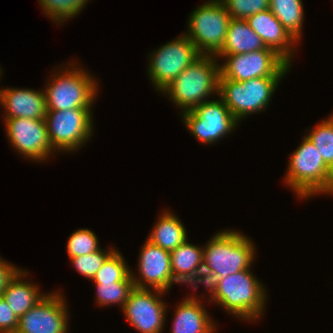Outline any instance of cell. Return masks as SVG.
Masks as SVG:
<instances>
[{
  "instance_id": "4",
  "label": "cell",
  "mask_w": 333,
  "mask_h": 333,
  "mask_svg": "<svg viewBox=\"0 0 333 333\" xmlns=\"http://www.w3.org/2000/svg\"><path fill=\"white\" fill-rule=\"evenodd\" d=\"M290 156L286 177L288 187L301 199L316 194H333V171L324 163L314 144L305 136Z\"/></svg>"
},
{
  "instance_id": "6",
  "label": "cell",
  "mask_w": 333,
  "mask_h": 333,
  "mask_svg": "<svg viewBox=\"0 0 333 333\" xmlns=\"http://www.w3.org/2000/svg\"><path fill=\"white\" fill-rule=\"evenodd\" d=\"M283 77H258L237 82L218 79V98H221L232 115L240 121L252 113L268 107L271 97Z\"/></svg>"
},
{
  "instance_id": "8",
  "label": "cell",
  "mask_w": 333,
  "mask_h": 333,
  "mask_svg": "<svg viewBox=\"0 0 333 333\" xmlns=\"http://www.w3.org/2000/svg\"><path fill=\"white\" fill-rule=\"evenodd\" d=\"M91 108L46 111L45 122L55 152L76 151L93 133Z\"/></svg>"
},
{
  "instance_id": "21",
  "label": "cell",
  "mask_w": 333,
  "mask_h": 333,
  "mask_svg": "<svg viewBox=\"0 0 333 333\" xmlns=\"http://www.w3.org/2000/svg\"><path fill=\"white\" fill-rule=\"evenodd\" d=\"M150 233L147 240L169 252L188 241L183 223L168 210L163 211Z\"/></svg>"
},
{
  "instance_id": "16",
  "label": "cell",
  "mask_w": 333,
  "mask_h": 333,
  "mask_svg": "<svg viewBox=\"0 0 333 333\" xmlns=\"http://www.w3.org/2000/svg\"><path fill=\"white\" fill-rule=\"evenodd\" d=\"M250 28L262 39L267 48L273 49L288 64L294 57L293 48L298 43L274 16L270 9L253 14L246 19ZM292 46V47H291Z\"/></svg>"
},
{
  "instance_id": "15",
  "label": "cell",
  "mask_w": 333,
  "mask_h": 333,
  "mask_svg": "<svg viewBox=\"0 0 333 333\" xmlns=\"http://www.w3.org/2000/svg\"><path fill=\"white\" fill-rule=\"evenodd\" d=\"M140 278L131 277L135 288L162 290L171 270L170 252L146 240L139 255ZM150 286V287H149Z\"/></svg>"
},
{
  "instance_id": "5",
  "label": "cell",
  "mask_w": 333,
  "mask_h": 333,
  "mask_svg": "<svg viewBox=\"0 0 333 333\" xmlns=\"http://www.w3.org/2000/svg\"><path fill=\"white\" fill-rule=\"evenodd\" d=\"M70 68L60 69L63 71H56L50 78L45 88L47 111L91 108L94 105L97 81L80 67L72 65Z\"/></svg>"
},
{
  "instance_id": "27",
  "label": "cell",
  "mask_w": 333,
  "mask_h": 333,
  "mask_svg": "<svg viewBox=\"0 0 333 333\" xmlns=\"http://www.w3.org/2000/svg\"><path fill=\"white\" fill-rule=\"evenodd\" d=\"M88 0H39V4L45 15L56 22L62 24L66 19L75 17L87 4ZM86 3V4H85Z\"/></svg>"
},
{
  "instance_id": "23",
  "label": "cell",
  "mask_w": 333,
  "mask_h": 333,
  "mask_svg": "<svg viewBox=\"0 0 333 333\" xmlns=\"http://www.w3.org/2000/svg\"><path fill=\"white\" fill-rule=\"evenodd\" d=\"M170 258L173 272L192 274L203 271V247L186 241L170 252Z\"/></svg>"
},
{
  "instance_id": "3",
  "label": "cell",
  "mask_w": 333,
  "mask_h": 333,
  "mask_svg": "<svg viewBox=\"0 0 333 333\" xmlns=\"http://www.w3.org/2000/svg\"><path fill=\"white\" fill-rule=\"evenodd\" d=\"M215 58L213 55H201L163 89L162 94L168 95L182 112L208 101L210 94H218L220 64Z\"/></svg>"
},
{
  "instance_id": "24",
  "label": "cell",
  "mask_w": 333,
  "mask_h": 333,
  "mask_svg": "<svg viewBox=\"0 0 333 333\" xmlns=\"http://www.w3.org/2000/svg\"><path fill=\"white\" fill-rule=\"evenodd\" d=\"M96 301L102 307L104 305L120 304L124 307L130 292L135 288L131 274L120 282L95 283Z\"/></svg>"
},
{
  "instance_id": "19",
  "label": "cell",
  "mask_w": 333,
  "mask_h": 333,
  "mask_svg": "<svg viewBox=\"0 0 333 333\" xmlns=\"http://www.w3.org/2000/svg\"><path fill=\"white\" fill-rule=\"evenodd\" d=\"M26 274V271L18 270L1 294L18 319L45 296L35 284L25 282Z\"/></svg>"
},
{
  "instance_id": "13",
  "label": "cell",
  "mask_w": 333,
  "mask_h": 333,
  "mask_svg": "<svg viewBox=\"0 0 333 333\" xmlns=\"http://www.w3.org/2000/svg\"><path fill=\"white\" fill-rule=\"evenodd\" d=\"M63 293L46 294L18 319L15 333H67L68 309Z\"/></svg>"
},
{
  "instance_id": "29",
  "label": "cell",
  "mask_w": 333,
  "mask_h": 333,
  "mask_svg": "<svg viewBox=\"0 0 333 333\" xmlns=\"http://www.w3.org/2000/svg\"><path fill=\"white\" fill-rule=\"evenodd\" d=\"M115 250L116 249L110 248V250L106 251L101 248L96 252L73 257L70 258V260L78 273L92 280L98 269Z\"/></svg>"
},
{
  "instance_id": "31",
  "label": "cell",
  "mask_w": 333,
  "mask_h": 333,
  "mask_svg": "<svg viewBox=\"0 0 333 333\" xmlns=\"http://www.w3.org/2000/svg\"><path fill=\"white\" fill-rule=\"evenodd\" d=\"M173 283H188V285H191L193 289L198 288V284L196 283H202L205 285V288H208L209 293L211 295V282L208 277V275L205 272H196L192 274H187L183 272H173L171 271L170 274L168 275L167 281L161 290V292L164 294L167 292L168 289L171 288Z\"/></svg>"
},
{
  "instance_id": "20",
  "label": "cell",
  "mask_w": 333,
  "mask_h": 333,
  "mask_svg": "<svg viewBox=\"0 0 333 333\" xmlns=\"http://www.w3.org/2000/svg\"><path fill=\"white\" fill-rule=\"evenodd\" d=\"M265 48L262 39L250 28L245 19L231 18L224 45L217 55L244 54Z\"/></svg>"
},
{
  "instance_id": "7",
  "label": "cell",
  "mask_w": 333,
  "mask_h": 333,
  "mask_svg": "<svg viewBox=\"0 0 333 333\" xmlns=\"http://www.w3.org/2000/svg\"><path fill=\"white\" fill-rule=\"evenodd\" d=\"M184 33L201 55L216 56L224 45L230 15L221 0H209L191 12Z\"/></svg>"
},
{
  "instance_id": "17",
  "label": "cell",
  "mask_w": 333,
  "mask_h": 333,
  "mask_svg": "<svg viewBox=\"0 0 333 333\" xmlns=\"http://www.w3.org/2000/svg\"><path fill=\"white\" fill-rule=\"evenodd\" d=\"M0 105L4 118L45 119L47 106L44 90L5 88L0 90Z\"/></svg>"
},
{
  "instance_id": "32",
  "label": "cell",
  "mask_w": 333,
  "mask_h": 333,
  "mask_svg": "<svg viewBox=\"0 0 333 333\" xmlns=\"http://www.w3.org/2000/svg\"><path fill=\"white\" fill-rule=\"evenodd\" d=\"M17 327L18 318L4 298L0 296V333H15Z\"/></svg>"
},
{
  "instance_id": "30",
  "label": "cell",
  "mask_w": 333,
  "mask_h": 333,
  "mask_svg": "<svg viewBox=\"0 0 333 333\" xmlns=\"http://www.w3.org/2000/svg\"><path fill=\"white\" fill-rule=\"evenodd\" d=\"M227 13L234 19L247 17L269 9L270 0H221Z\"/></svg>"
},
{
  "instance_id": "1",
  "label": "cell",
  "mask_w": 333,
  "mask_h": 333,
  "mask_svg": "<svg viewBox=\"0 0 333 333\" xmlns=\"http://www.w3.org/2000/svg\"><path fill=\"white\" fill-rule=\"evenodd\" d=\"M250 269L242 270L211 284L210 302L245 320H259L266 306V289ZM257 318V319H256Z\"/></svg>"
},
{
  "instance_id": "2",
  "label": "cell",
  "mask_w": 333,
  "mask_h": 333,
  "mask_svg": "<svg viewBox=\"0 0 333 333\" xmlns=\"http://www.w3.org/2000/svg\"><path fill=\"white\" fill-rule=\"evenodd\" d=\"M242 232H219L203 247V272L211 284L216 279L250 269L255 259V245Z\"/></svg>"
},
{
  "instance_id": "28",
  "label": "cell",
  "mask_w": 333,
  "mask_h": 333,
  "mask_svg": "<svg viewBox=\"0 0 333 333\" xmlns=\"http://www.w3.org/2000/svg\"><path fill=\"white\" fill-rule=\"evenodd\" d=\"M97 235L90 229H79L71 234L67 242V253L70 258L96 252L99 248Z\"/></svg>"
},
{
  "instance_id": "10",
  "label": "cell",
  "mask_w": 333,
  "mask_h": 333,
  "mask_svg": "<svg viewBox=\"0 0 333 333\" xmlns=\"http://www.w3.org/2000/svg\"><path fill=\"white\" fill-rule=\"evenodd\" d=\"M226 62L220 65L219 79H231L237 82L258 77H285L292 64H288L273 49L252 51L244 54L216 55Z\"/></svg>"
},
{
  "instance_id": "12",
  "label": "cell",
  "mask_w": 333,
  "mask_h": 333,
  "mask_svg": "<svg viewBox=\"0 0 333 333\" xmlns=\"http://www.w3.org/2000/svg\"><path fill=\"white\" fill-rule=\"evenodd\" d=\"M8 141L28 160L43 161L55 151L50 143L45 119H3Z\"/></svg>"
},
{
  "instance_id": "25",
  "label": "cell",
  "mask_w": 333,
  "mask_h": 333,
  "mask_svg": "<svg viewBox=\"0 0 333 333\" xmlns=\"http://www.w3.org/2000/svg\"><path fill=\"white\" fill-rule=\"evenodd\" d=\"M306 137L314 144L324 163L333 171V115L323 120Z\"/></svg>"
},
{
  "instance_id": "14",
  "label": "cell",
  "mask_w": 333,
  "mask_h": 333,
  "mask_svg": "<svg viewBox=\"0 0 333 333\" xmlns=\"http://www.w3.org/2000/svg\"><path fill=\"white\" fill-rule=\"evenodd\" d=\"M153 292V293H152ZM160 290L134 288L122 311L127 321L140 333H161L166 320L167 305Z\"/></svg>"
},
{
  "instance_id": "9",
  "label": "cell",
  "mask_w": 333,
  "mask_h": 333,
  "mask_svg": "<svg viewBox=\"0 0 333 333\" xmlns=\"http://www.w3.org/2000/svg\"><path fill=\"white\" fill-rule=\"evenodd\" d=\"M153 52L154 54L149 55L151 57L147 73L158 92L165 89L201 56L193 42L184 33Z\"/></svg>"
},
{
  "instance_id": "18",
  "label": "cell",
  "mask_w": 333,
  "mask_h": 333,
  "mask_svg": "<svg viewBox=\"0 0 333 333\" xmlns=\"http://www.w3.org/2000/svg\"><path fill=\"white\" fill-rule=\"evenodd\" d=\"M171 333H214L216 325L200 299L188 296L175 309ZM215 328V329H214Z\"/></svg>"
},
{
  "instance_id": "33",
  "label": "cell",
  "mask_w": 333,
  "mask_h": 333,
  "mask_svg": "<svg viewBox=\"0 0 333 333\" xmlns=\"http://www.w3.org/2000/svg\"><path fill=\"white\" fill-rule=\"evenodd\" d=\"M20 268L13 266L0 258V296L3 293L10 279L16 274Z\"/></svg>"
},
{
  "instance_id": "22",
  "label": "cell",
  "mask_w": 333,
  "mask_h": 333,
  "mask_svg": "<svg viewBox=\"0 0 333 333\" xmlns=\"http://www.w3.org/2000/svg\"><path fill=\"white\" fill-rule=\"evenodd\" d=\"M302 0H270L269 9L291 36L299 42L302 34L304 9Z\"/></svg>"
},
{
  "instance_id": "26",
  "label": "cell",
  "mask_w": 333,
  "mask_h": 333,
  "mask_svg": "<svg viewBox=\"0 0 333 333\" xmlns=\"http://www.w3.org/2000/svg\"><path fill=\"white\" fill-rule=\"evenodd\" d=\"M125 261L121 253L115 250L98 269L92 281L94 283L124 281L131 274V268Z\"/></svg>"
},
{
  "instance_id": "11",
  "label": "cell",
  "mask_w": 333,
  "mask_h": 333,
  "mask_svg": "<svg viewBox=\"0 0 333 333\" xmlns=\"http://www.w3.org/2000/svg\"><path fill=\"white\" fill-rule=\"evenodd\" d=\"M182 113L187 130L196 139L208 145L215 144L217 140L233 132L239 122L221 98L203 102L194 109Z\"/></svg>"
}]
</instances>
